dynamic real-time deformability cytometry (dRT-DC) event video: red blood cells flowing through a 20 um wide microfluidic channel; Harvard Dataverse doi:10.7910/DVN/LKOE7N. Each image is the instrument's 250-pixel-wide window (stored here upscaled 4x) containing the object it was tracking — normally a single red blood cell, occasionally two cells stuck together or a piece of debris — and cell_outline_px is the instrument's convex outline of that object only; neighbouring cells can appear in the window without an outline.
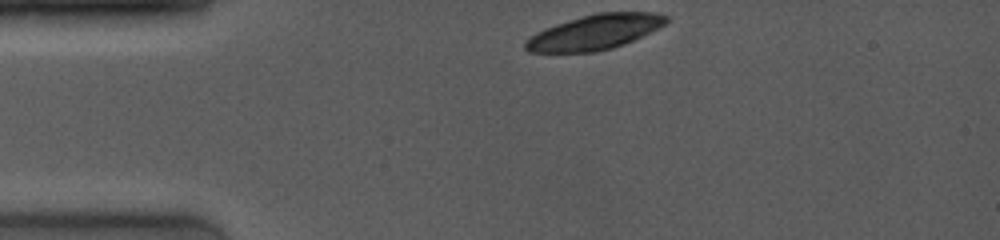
{"species": "common noctule bat (a hibernating species)", "species_latin": "Nyctalus noctula", "temperature_condition": "room temperature", "stored_images_in_passage": 3, "camera_frame_rate_fps": 4000, "um_per_image_px": 0.085, "animal": {"sex": "female", "body_mass_g": 19.0, "forearm_length_mm": 53.3}, "frame": {"image": 1, "passage_image": 1, "time_ms": 0.0, "image_size_px": [1000, 240], "cell_outline_px": [[668, 20], [664, 24], [624, 44], [612, 48], [596, 52], [528, 52], [524, 48], [524, 40], [536, 32], [544, 28], [556, 24], [596, 12], [656, 12], [668, 16]], "centroid_in_image_um": [50.5, 2.73], "position_along_channel_um": 34.5, "area_um2": 28.5}}